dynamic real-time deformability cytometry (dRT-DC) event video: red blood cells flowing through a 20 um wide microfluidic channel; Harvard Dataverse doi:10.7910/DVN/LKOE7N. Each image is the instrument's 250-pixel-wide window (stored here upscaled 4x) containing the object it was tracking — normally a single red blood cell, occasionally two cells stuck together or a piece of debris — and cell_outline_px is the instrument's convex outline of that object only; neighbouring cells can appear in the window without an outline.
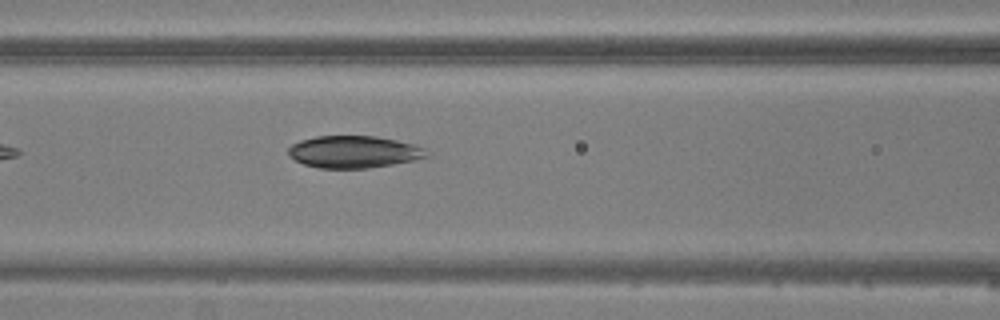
{"species": "common noctule bat (a hibernating species)", "species_latin": "Nyctalus noctula", "temperature_condition": "warm", "stored_images_in_passage": 7, "camera_frame_rate_fps": 3000, "um_per_image_px": 0.085, "animal": {"sex": "male", "body_mass_g": 20.5, "forearm_length_mm": 52.5}, "frame": {"image": 1, "passage_image": 7, "time_ms": 8.667, "image_size_px": [1000, 320], "cell_outline_px": [[432, 156], [392, 164], [368, 168], [320, 168], [304, 164], [288, 156], [288, 148], [292, 144], [300, 140], [316, 136], [376, 136], [396, 140], [412, 144], [424, 148], [432, 152]], "centroid_in_image_um": [30.09, 12.9], "position_along_channel_um": 136.5, "area_um2": 25.95}}